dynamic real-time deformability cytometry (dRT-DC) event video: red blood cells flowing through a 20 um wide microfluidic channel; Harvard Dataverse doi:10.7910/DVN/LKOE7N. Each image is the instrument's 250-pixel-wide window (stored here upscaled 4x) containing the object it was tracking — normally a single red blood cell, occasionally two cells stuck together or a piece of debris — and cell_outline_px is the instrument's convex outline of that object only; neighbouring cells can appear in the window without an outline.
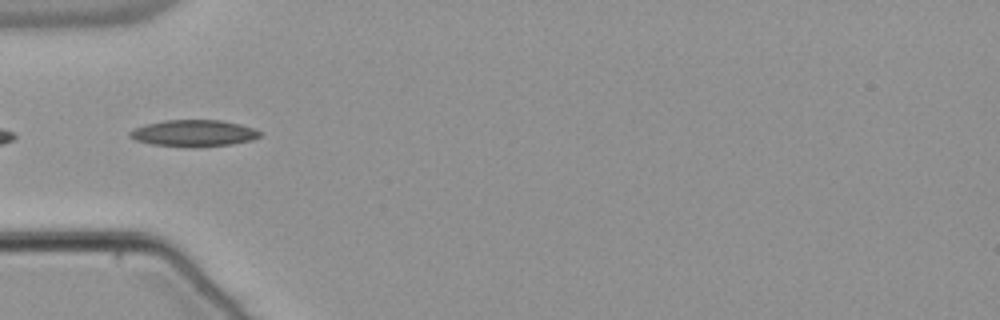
{"species": "common noctule bat (a hibernating species)", "species_latin": "Nyctalus noctula", "temperature_condition": "warm", "stored_images_in_passage": 23, "camera_frame_rate_fps": 3000, "um_per_image_px": 0.085, "animal": {"sex": "male", "body_mass_g": 21.5, "forearm_length_mm": 52.0}, "frame": {"image": 1, "passage_image": 17, "time_ms": 5.333, "image_size_px": [1000, 320], "cell_outline_px": [[260, 136], [252, 140], [232, 144], [196, 148], [192, 148], [152, 144], [136, 140], [128, 136], [128, 132], [144, 124], [164, 120], [220, 120], [240, 124], [252, 128], [260, 132]], "centroid_in_image_um": [16.44, 11.33], "position_along_channel_um": 68.6, "area_um2": 20.29}}